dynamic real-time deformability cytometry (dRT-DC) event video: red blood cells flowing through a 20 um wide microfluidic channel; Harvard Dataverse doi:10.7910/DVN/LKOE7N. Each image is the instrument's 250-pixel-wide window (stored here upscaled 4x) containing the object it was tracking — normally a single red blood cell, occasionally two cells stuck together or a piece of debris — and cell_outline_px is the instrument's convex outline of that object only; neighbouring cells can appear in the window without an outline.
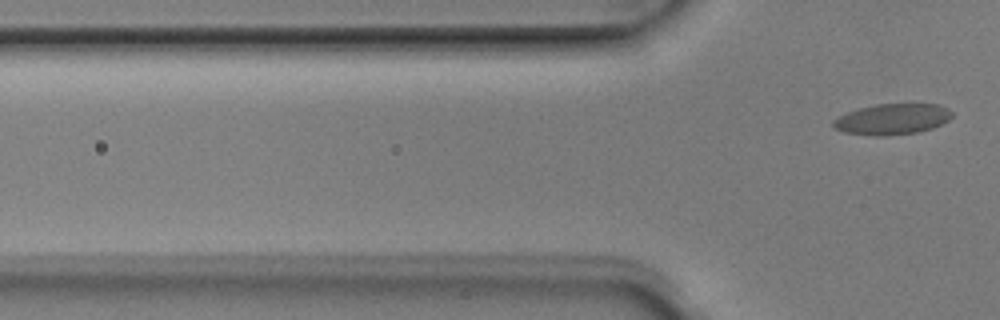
{"species": "Egyptian fruit bat (a non-hibernating species)", "species_latin": "Rousettus aegyptiacus", "temperature_condition": "room temperature", "stored_images_in_passage": 6, "camera_frame_rate_fps": 3000, "um_per_image_px": 0.085, "animal": {"sex": "male"}, "frame": {"image": 1, "passage_image": 6, "time_ms": 1.667, "image_size_px": [1000, 320], "cell_outline_px": [[952, 116], [948, 120], [932, 128], [916, 132], [884, 136], [876, 136], [844, 132], [832, 128], [832, 120], [848, 112], [860, 108], [876, 104], [940, 104], [948, 108], [952, 112]], "centroid_in_image_um": [75.83, 10.12], "position_along_channel_um": 50.0, "area_um2": 21.27}}